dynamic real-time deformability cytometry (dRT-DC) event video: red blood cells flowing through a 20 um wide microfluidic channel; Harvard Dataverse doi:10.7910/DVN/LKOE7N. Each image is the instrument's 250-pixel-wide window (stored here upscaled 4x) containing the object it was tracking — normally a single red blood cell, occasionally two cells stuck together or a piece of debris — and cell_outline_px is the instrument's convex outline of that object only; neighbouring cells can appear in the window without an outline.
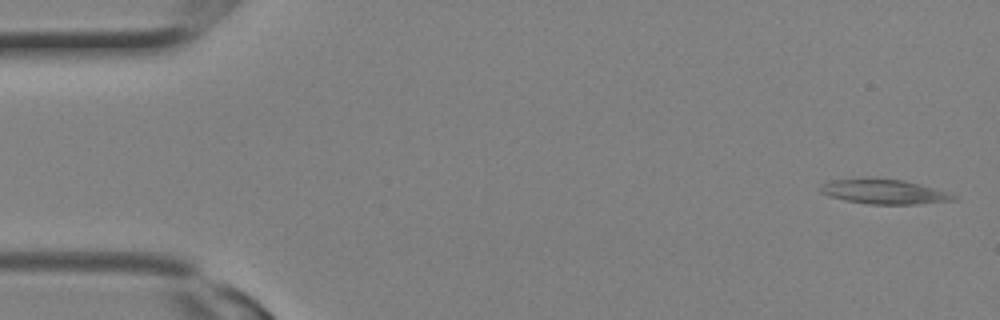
{"species": "Egyptian fruit bat (a non-hibernating species)", "species_latin": "Rousettus aegyptiacus", "temperature_condition": "room temperature", "stored_images_in_passage": 3, "camera_frame_rate_fps": 3000, "um_per_image_px": 0.085, "animal": {"sex": "female"}, "frame": {"image": 1, "passage_image": 1, "time_ms": 0.0, "image_size_px": [1000, 320], "cell_outline_px": [[960, 200], [916, 204], [868, 204], [844, 200], [828, 196], [820, 192], [820, 184], [832, 180], [868, 176], [904, 180], [920, 184], [956, 196]], "centroid_in_image_um": [75.07, 16.27], "position_along_channel_um": 9.9, "area_um2": 19.54}}